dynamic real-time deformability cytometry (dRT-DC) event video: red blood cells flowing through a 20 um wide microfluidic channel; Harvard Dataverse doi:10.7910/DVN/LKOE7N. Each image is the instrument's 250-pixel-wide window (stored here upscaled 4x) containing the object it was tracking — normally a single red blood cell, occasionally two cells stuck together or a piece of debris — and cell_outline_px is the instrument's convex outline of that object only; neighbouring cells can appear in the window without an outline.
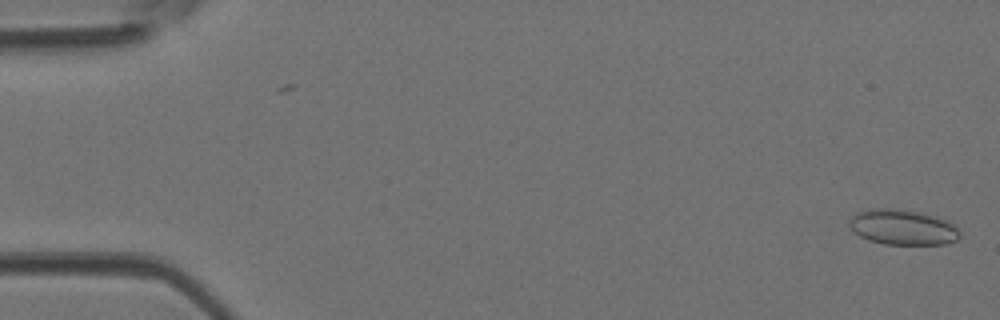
{"species": "Egyptian fruit bat (a non-hibernating species)", "species_latin": "Rousettus aegyptiacus", "temperature_condition": "room temperature", "stored_images_in_passage": 3, "camera_frame_rate_fps": 3000, "um_per_image_px": 0.085, "animal": {"sex": "female"}, "frame": {"image": 1, "passage_image": 3, "time_ms": 0.667, "image_size_px": [1000, 320], "cell_outline_px": [[960, 236], [956, 240], [948, 244], [884, 244], [868, 240], [860, 236], [848, 224], [852, 216], [856, 212], [868, 208], [896, 208], [924, 212], [936, 216], [952, 224], [960, 232]], "centroid_in_image_um": [76.72, 19.3], "position_along_channel_um": 8.3, "area_um2": 22.89}}